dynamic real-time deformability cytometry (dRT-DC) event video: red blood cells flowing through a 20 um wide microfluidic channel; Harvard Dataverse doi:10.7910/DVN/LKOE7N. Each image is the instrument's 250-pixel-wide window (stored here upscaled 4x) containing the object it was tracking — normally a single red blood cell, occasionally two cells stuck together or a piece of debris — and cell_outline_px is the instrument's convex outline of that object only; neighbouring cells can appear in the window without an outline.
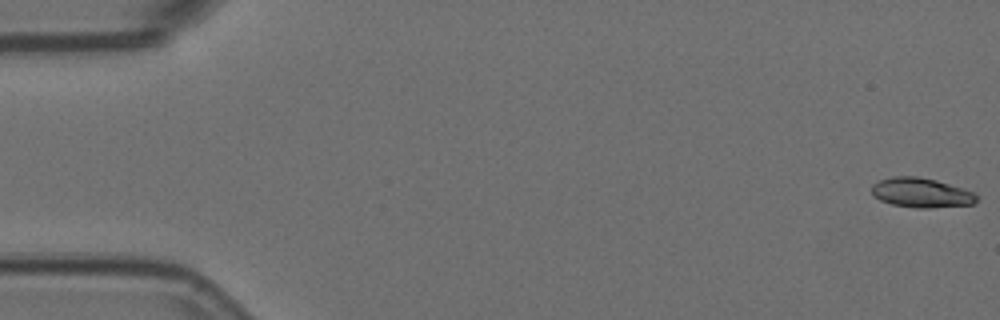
{"species": "Egyptian fruit bat (a non-hibernating species)", "species_latin": "Rousettus aegyptiacus", "temperature_condition": "room temperature", "stored_images_in_passage": 57, "camera_frame_rate_fps": 3000, "um_per_image_px": 0.085, "animal": {"sex": "female"}, "frame": {"image": 1, "passage_image": 1, "time_ms": 0.0, "image_size_px": [1000, 320], "cell_outline_px": [[976, 200], [972, 204], [932, 208], [916, 208], [892, 204], [880, 200], [872, 196], [872, 184], [880, 180], [892, 176], [916, 176], [936, 180], [964, 188], [976, 192]], "centroid_in_image_um": [78.3, 16.38], "position_along_channel_um": 6.7, "area_um2": 18.21}}
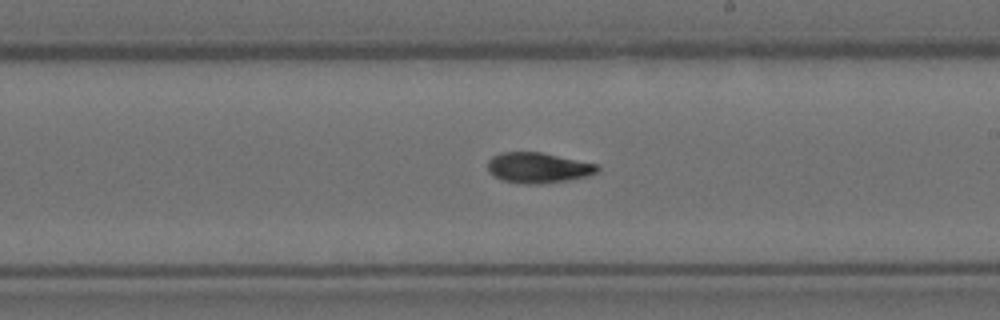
{"frame": {"image": 2, "passage_image": 33, "time_ms": 10.667, "image_size_px": [1000, 320], "cell_outline_px": [[600, 172], [588, 176], [568, 180], [540, 184], [520, 184], [500, 180], [488, 172], [488, 160], [492, 156], [500, 152], [540, 152], [600, 164]], "centroid_in_image_um": [45.76, 14.26], "position_along_channel_um": 243.2, "area_um2": 19.88}}
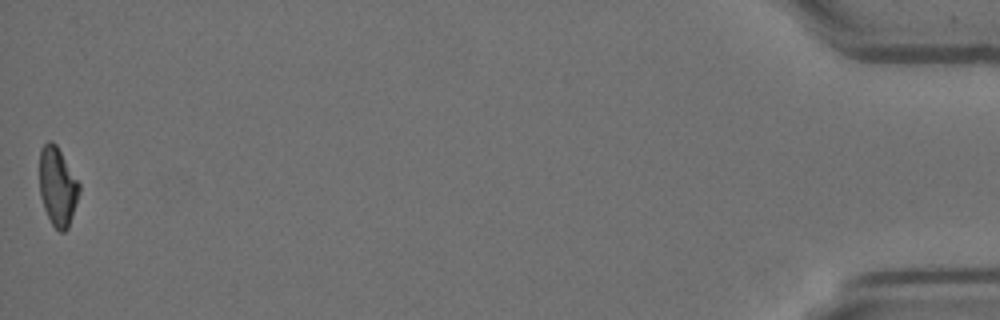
{"frame": {"image": 3, "passage_image": 57, "time_ms": 18.667, "image_size_px": [1000, 320], "cell_outline_px": [[80, 192], [68, 228], [64, 232], [60, 232], [52, 224], [44, 208], [40, 196], [40, 148], [48, 140], [52, 140], [56, 144], [80, 184]], "centroid_in_image_um": [4.89, 15.84], "position_along_channel_um": 430.3, "area_um2": 18.15}, "authors_computed_cell_mechanics": {"area_um2": 18.785, "velocity_mm_per_s": 3.583, "shape_relaxation_time_tau1_ms": 5.7405, "shape_relaxation_time_tau2_ms": 5.5595, "deformation_change_tau1": 0.1856, "deformation_change_tau2": 0.1111}}